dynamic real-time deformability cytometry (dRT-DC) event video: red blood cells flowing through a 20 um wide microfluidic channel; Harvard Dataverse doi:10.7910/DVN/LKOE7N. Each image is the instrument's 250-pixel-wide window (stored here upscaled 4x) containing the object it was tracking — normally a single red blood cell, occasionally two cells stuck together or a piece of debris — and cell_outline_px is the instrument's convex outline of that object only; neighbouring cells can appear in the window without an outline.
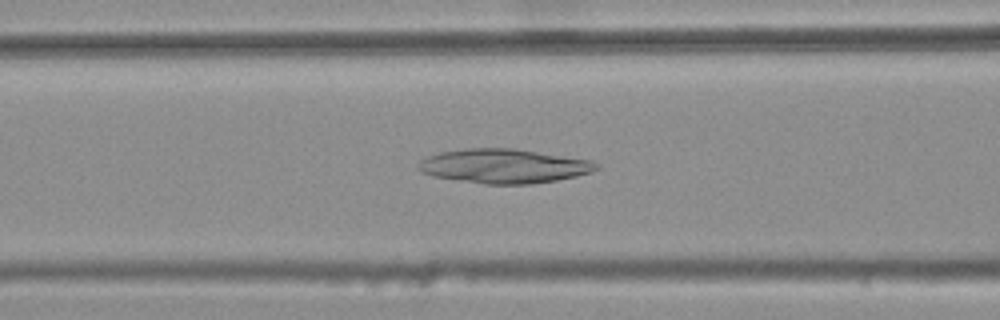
{"species": "common noctule bat (a hibernating species)", "species_latin": "Nyctalus noctula", "temperature_condition": "warm", "stored_images_in_passage": 39, "camera_frame_rate_fps": 3000, "um_per_image_px": 0.085, "animal": {"sex": "female", "body_mass_g": 25.1}, "frame": {"image": 1, "passage_image": 14, "time_ms": 4.333, "image_size_px": [1000, 320], "cell_outline_px": [[600, 168], [592, 172], [576, 176], [556, 180], [532, 184], [484, 184], [432, 176], [420, 172], [416, 168], [420, 160], [428, 156], [440, 152], [464, 148], [512, 148], [592, 160]], "centroid_in_image_um": [42.8, 14.11], "position_along_channel_um": 123.8, "area_um2": 35.6}}
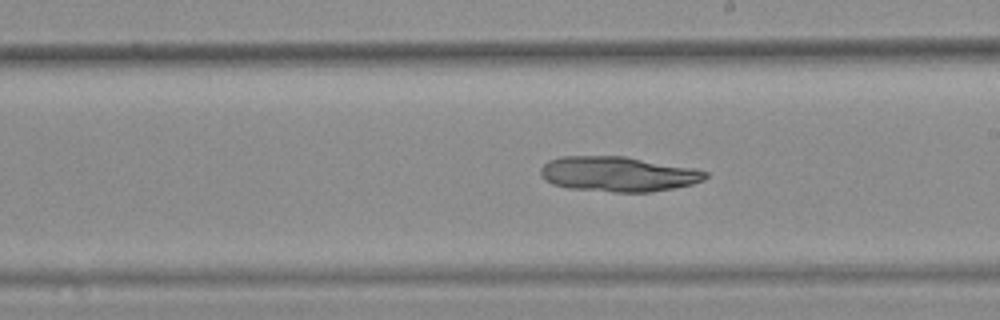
{"frame": {"image": 2, "passage_image": 23, "time_ms": 7.333, "image_size_px": [1000, 320], "cell_outline_px": [[708, 176], [704, 180], [692, 184], [672, 188], [648, 192], [612, 192], [568, 188], [552, 184], [544, 180], [540, 176], [540, 168], [548, 160], [560, 156], [624, 156], [692, 168], [708, 172]], "centroid_in_image_um": [52.48, 14.79], "position_along_channel_um": 236.5, "area_um2": 33.7}}
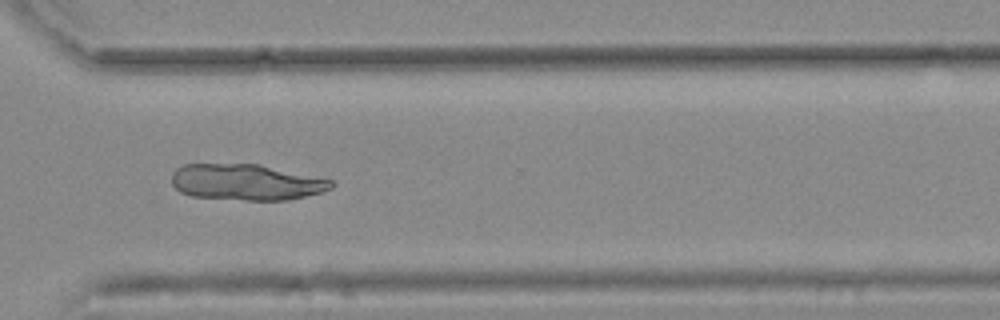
{"frame": {"image": 3, "passage_image": 32, "time_ms": 10.333, "image_size_px": [1000, 320], "cell_outline_px": [[336, 184], [332, 188], [320, 192], [288, 200], [248, 200], [192, 196], [180, 192], [172, 184], [172, 172], [176, 168], [184, 164], [260, 164], [332, 180]], "centroid_in_image_um": [20.92, 15.48], "position_along_channel_um": 349.7, "area_um2": 33.47}}